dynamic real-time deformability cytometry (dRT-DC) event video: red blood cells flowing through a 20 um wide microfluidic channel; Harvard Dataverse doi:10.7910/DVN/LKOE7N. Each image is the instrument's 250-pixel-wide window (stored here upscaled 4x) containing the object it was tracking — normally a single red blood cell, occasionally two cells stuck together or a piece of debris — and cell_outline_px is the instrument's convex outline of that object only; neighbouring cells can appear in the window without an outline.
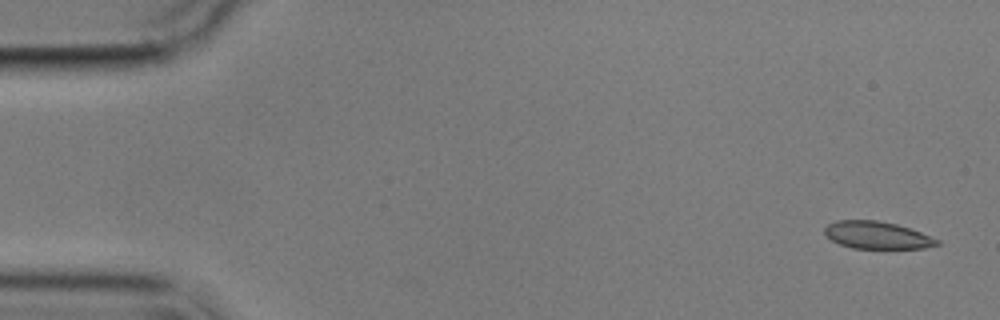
{"species": "common noctule bat (a hibernating species)", "species_latin": "Nyctalus noctula", "temperature_condition": "cold", "stored_images_in_passage": 6, "camera_frame_rate_fps": 3000, "um_per_image_px": 0.085, "animal": {"sex": "male", "body_mass_g": 17.9}, "frame": {"image": 1, "passage_image": 1, "time_ms": 0.0, "image_size_px": [1000, 320], "cell_outline_px": [[940, 244], [924, 248], [852, 248], [840, 244], [824, 236], [824, 228], [828, 224], [836, 220], [876, 220], [896, 224], [920, 232], [940, 240]], "centroid_in_image_um": [74.51, 19.98], "position_along_channel_um": 10.5, "area_um2": 17.86}}
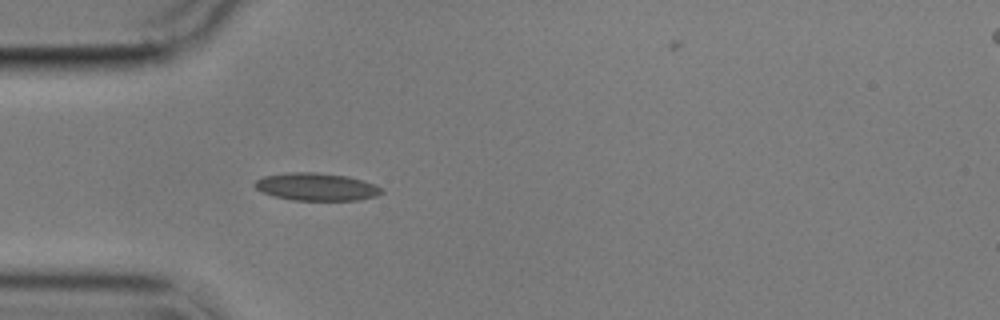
{"frame": {"image": 2, "passage_image": 5, "time_ms": 4.667, "image_size_px": [1000, 320], "cell_outline_px": [[384, 192], [376, 196], [360, 200], [292, 200], [272, 196], [256, 188], [252, 184], [256, 180], [264, 176], [288, 172], [316, 172], [348, 176], [384, 188]], "centroid_in_image_um": [26.89, 15.88], "position_along_channel_um": 58.1, "area_um2": 20.46}}